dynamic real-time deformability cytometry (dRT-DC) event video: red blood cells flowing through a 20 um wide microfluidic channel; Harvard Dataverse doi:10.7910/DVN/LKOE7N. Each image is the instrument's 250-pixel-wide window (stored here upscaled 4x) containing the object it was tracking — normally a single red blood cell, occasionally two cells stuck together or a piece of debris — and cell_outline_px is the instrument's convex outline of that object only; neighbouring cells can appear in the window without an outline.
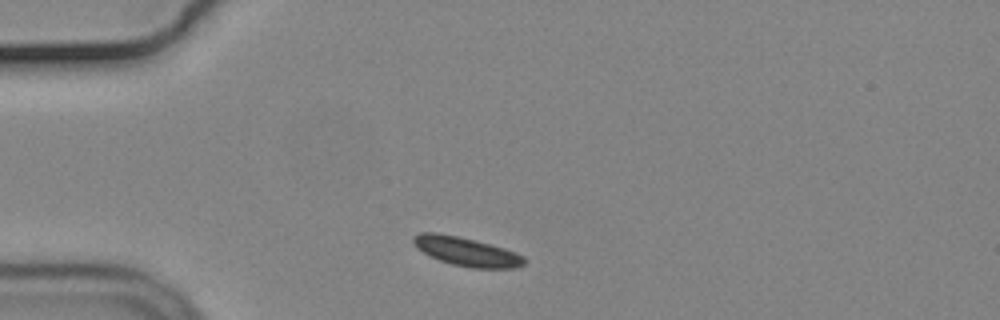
{"species": "common noctule bat (a hibernating species)", "species_latin": "Nyctalus noctula", "temperature_condition": "cold", "stored_images_in_passage": 34, "camera_frame_rate_fps": 3000, "um_per_image_px": 0.085, "animal": {"sex": "male", "body_mass_g": 19.2, "forearm_length_mm": 51.8}, "frame": {"image": 1, "passage_image": 1, "time_ms": 0.0, "image_size_px": [1000, 320], "cell_outline_px": [[524, 264], [516, 268], [468, 268], [452, 264], [440, 260], [416, 248], [412, 240], [412, 236], [420, 232], [436, 232], [476, 240], [504, 248], [516, 252], [524, 256]], "centroid_in_image_um": [39.64, 21.38], "position_along_channel_um": 45.4, "area_um2": 18.61}}
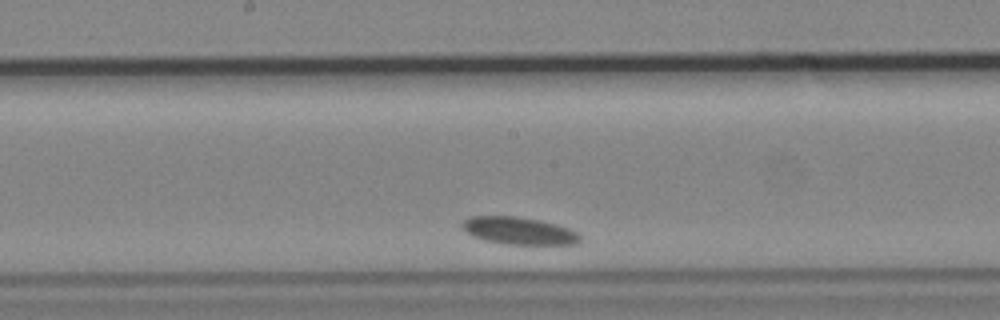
{"frame": {"image": 2, "passage_image": 18, "time_ms": 5.667, "image_size_px": [1000, 320], "cell_outline_px": [[580, 240], [576, 244], [504, 244], [484, 240], [468, 232], [460, 224], [464, 220], [472, 216], [516, 216], [556, 224], [568, 228], [576, 232], [580, 236]], "centroid_in_image_um": [44.11, 19.61], "position_along_channel_um": 204.1, "area_um2": 18.44}}
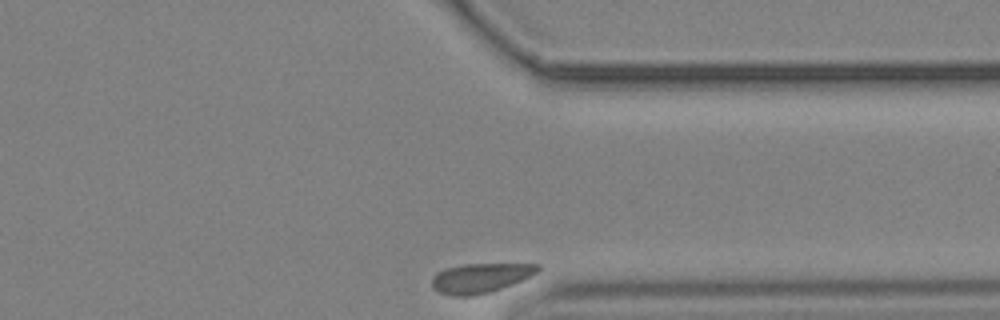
{"frame": {"image": 3, "passage_image": 34, "time_ms": 11.0, "image_size_px": [1000, 320], "cell_outline_px": [[540, 268], [532, 276], [524, 280], [488, 292], [472, 296], [452, 296], [436, 292], [432, 288], [432, 276], [436, 272], [444, 268], [464, 264], [540, 264]], "centroid_in_image_um": [40.79, 23.63], "position_along_channel_um": 370.6, "area_um2": 18.38}}